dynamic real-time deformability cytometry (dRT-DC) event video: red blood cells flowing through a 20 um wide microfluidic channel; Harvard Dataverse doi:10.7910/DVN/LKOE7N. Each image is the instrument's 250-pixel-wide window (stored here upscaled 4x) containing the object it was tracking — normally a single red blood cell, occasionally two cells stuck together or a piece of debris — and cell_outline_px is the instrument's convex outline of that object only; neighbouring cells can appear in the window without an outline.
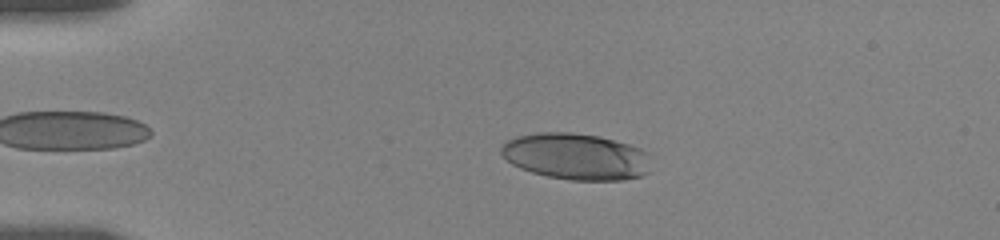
{"species": "human", "species_latin": "Homo sapiens", "temperature_condition": "room temperature", "stored_images_in_passage": 36, "camera_frame_rate_fps": 3000, "um_per_image_px": 0.085, "donor": {"sex": "female"}, "frame": {"image": 1, "passage_image": 10, "time_ms": 4.0, "image_size_px": [1000, 240], "cell_outline_px": [[648, 172], [644, 176], [624, 180], [568, 180], [548, 176], [532, 172], [520, 168], [512, 164], [500, 152], [500, 148], [508, 140], [516, 136], [540, 132], [572, 132], [596, 136], [628, 144], [640, 148], [648, 152]], "centroid_in_image_um": [48.96, 13.31], "position_along_channel_um": 36.0, "area_um2": 40.46}}
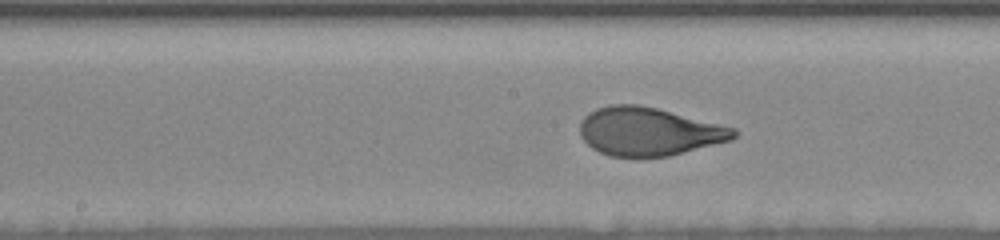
{"frame": {"image": 2, "passage_image": 21, "time_ms": 9.667, "image_size_px": [1000, 240], "cell_outline_px": [[740, 132], [732, 140], [668, 156], [608, 156], [592, 148], [580, 136], [580, 124], [584, 116], [588, 112], [596, 108], [612, 104], [640, 104], [736, 128]], "centroid_in_image_um": [55.14, 11.17], "position_along_channel_um": 193.1, "area_um2": 43.18}}
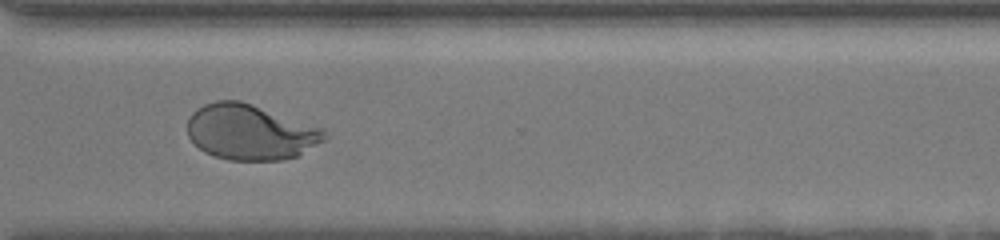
{"frame": {"image": 3, "passage_image": 30, "time_ms": 14.0, "image_size_px": [1000, 240], "cell_outline_px": [[328, 136], [324, 140], [296, 156], [284, 160], [228, 160], [212, 156], [204, 152], [188, 136], [188, 116], [196, 108], [204, 104], [216, 100], [240, 100], [324, 128]], "centroid_in_image_um": [21.26, 11.22], "position_along_channel_um": 349.3, "area_um2": 44.39}, "authors_computed_cell_mechanics": {"area_um2": 43.2344, "velocity_mm_per_s": 3.6174, "shape_relaxation_time_tau1_ms": 4.2098, "shape_relaxation_time_tau2_ms": null, "deformation_change_tau1": 0.1954, "deformation_change_tau2": null}}